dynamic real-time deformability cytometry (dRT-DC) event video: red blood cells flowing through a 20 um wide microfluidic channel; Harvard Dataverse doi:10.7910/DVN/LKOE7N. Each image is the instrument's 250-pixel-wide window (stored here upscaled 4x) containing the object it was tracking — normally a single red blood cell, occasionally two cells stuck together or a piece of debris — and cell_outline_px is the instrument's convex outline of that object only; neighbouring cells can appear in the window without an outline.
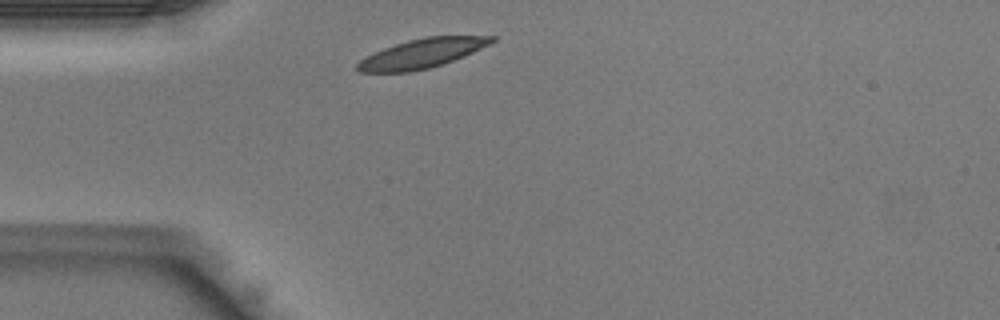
{"species": "Egyptian fruit bat (a non-hibernating species)", "species_latin": "Rousettus aegyptiacus", "temperature_condition": "warm", "stored_images_in_passage": 26, "camera_frame_rate_fps": 3000, "um_per_image_px": 0.085, "animal": {"sex": "male"}, "frame": {"image": 1, "passage_image": 1, "time_ms": 0.0, "image_size_px": [1000, 320], "cell_outline_px": [[496, 40], [464, 56], [428, 68], [408, 72], [360, 72], [356, 68], [356, 64], [360, 60], [384, 48], [408, 40], [424, 36], [496, 36]], "centroid_in_image_um": [35.85, 4.53], "position_along_channel_um": 49.1, "area_um2": 22.43}}
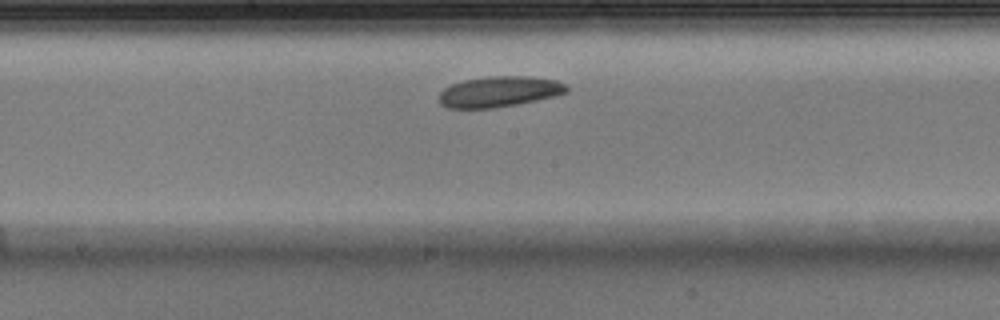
{"frame": {"image": 2, "passage_image": 12, "time_ms": 3.667, "image_size_px": [1000, 320], "cell_outline_px": [[568, 92], [556, 96], [516, 104], [492, 108], [448, 108], [440, 104], [440, 92], [444, 88], [452, 84], [464, 80], [488, 76], [524, 76], [556, 80], [564, 84], [568, 88]], "centroid_in_image_um": [42.43, 7.79], "position_along_channel_um": 205.8, "area_um2": 22.66}}
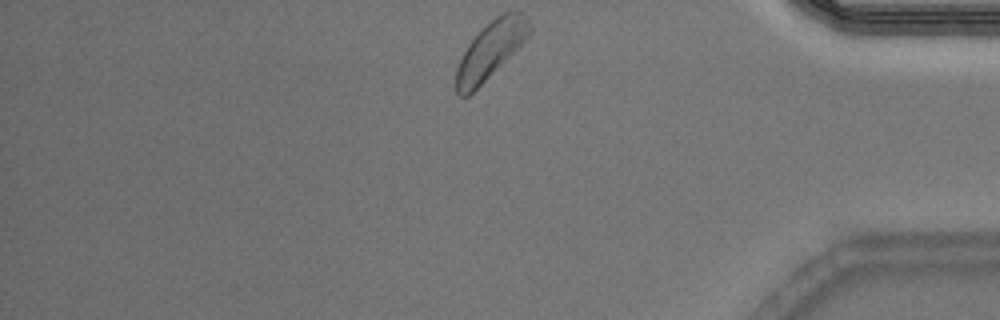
{"frame": {"image": 3, "passage_image": 26, "time_ms": 8.333, "image_size_px": [1000, 320], "cell_outline_px": [[532, 32], [468, 96], [460, 96], [456, 92], [456, 68], [468, 44], [496, 16], [504, 12], [520, 12], [528, 16], [532, 28]], "centroid_in_image_um": [41.7, 4.22], "position_along_channel_um": 393.5, "area_um2": 23.29}}